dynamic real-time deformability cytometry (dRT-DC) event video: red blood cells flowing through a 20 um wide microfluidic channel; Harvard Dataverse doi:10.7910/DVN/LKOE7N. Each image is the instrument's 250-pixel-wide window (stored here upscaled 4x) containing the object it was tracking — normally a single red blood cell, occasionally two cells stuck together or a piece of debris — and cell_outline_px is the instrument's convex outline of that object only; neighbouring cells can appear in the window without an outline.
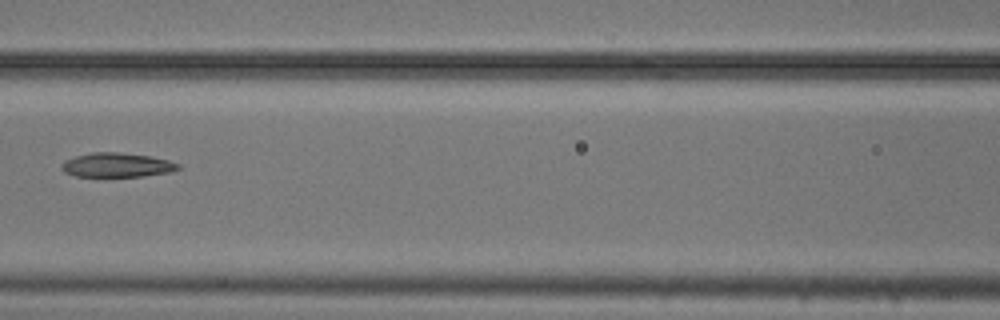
{"species": "common noctule bat (a hibernating species)", "species_latin": "Nyctalus noctula", "temperature_condition": "cold", "stored_images_in_passage": 7, "camera_frame_rate_fps": 3000, "um_per_image_px": 0.085, "animal": {"sex": "male", "body_mass_g": 20.5, "forearm_length_mm": 52.5}, "frame": {"image": 1, "passage_image": 7, "time_ms": 2.0, "image_size_px": [1000, 320], "cell_outline_px": [[180, 168], [172, 172], [140, 176], [76, 176], [64, 172], [60, 168], [60, 164], [64, 160], [76, 156], [92, 152], [120, 152], [148, 156], [168, 160], [180, 164]], "centroid_in_image_um": [9.91, 14.02], "position_along_channel_um": 156.7, "area_um2": 16.47}}